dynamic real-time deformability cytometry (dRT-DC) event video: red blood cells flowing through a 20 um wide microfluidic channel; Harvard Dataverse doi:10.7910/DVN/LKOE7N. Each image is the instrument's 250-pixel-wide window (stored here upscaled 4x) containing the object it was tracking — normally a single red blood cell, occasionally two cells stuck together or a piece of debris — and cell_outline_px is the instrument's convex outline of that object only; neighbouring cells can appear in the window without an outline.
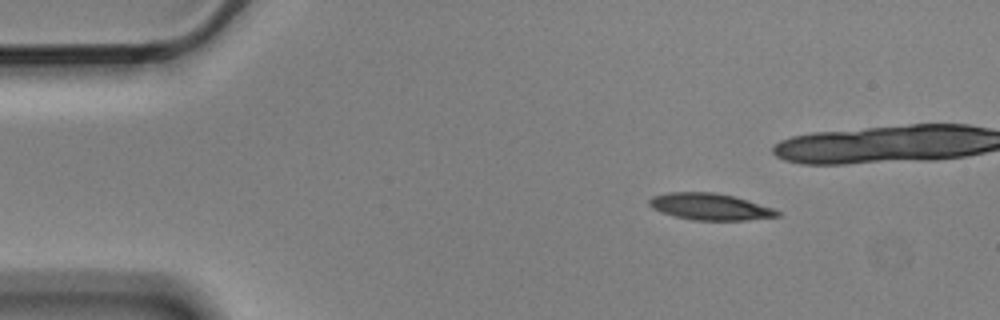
{"species": "Egyptian fruit bat (a non-hibernating species)", "species_latin": "Rousettus aegyptiacus", "temperature_condition": "cold", "stored_images_in_passage": 14, "camera_frame_rate_fps": 3000, "um_per_image_px": 0.085, "animal": {"sex": "male"}, "frame": {"image": 1, "passage_image": 1, "time_ms": 0.0, "image_size_px": [1000, 320], "cell_outline_px": [[780, 216], [748, 220], [692, 220], [660, 212], [652, 208], [648, 204], [648, 200], [652, 196], [668, 192], [712, 192], [732, 196], [748, 200], [772, 208], [780, 212]], "centroid_in_image_um": [60.32, 17.57], "position_along_channel_um": 24.7, "area_um2": 19.83}}